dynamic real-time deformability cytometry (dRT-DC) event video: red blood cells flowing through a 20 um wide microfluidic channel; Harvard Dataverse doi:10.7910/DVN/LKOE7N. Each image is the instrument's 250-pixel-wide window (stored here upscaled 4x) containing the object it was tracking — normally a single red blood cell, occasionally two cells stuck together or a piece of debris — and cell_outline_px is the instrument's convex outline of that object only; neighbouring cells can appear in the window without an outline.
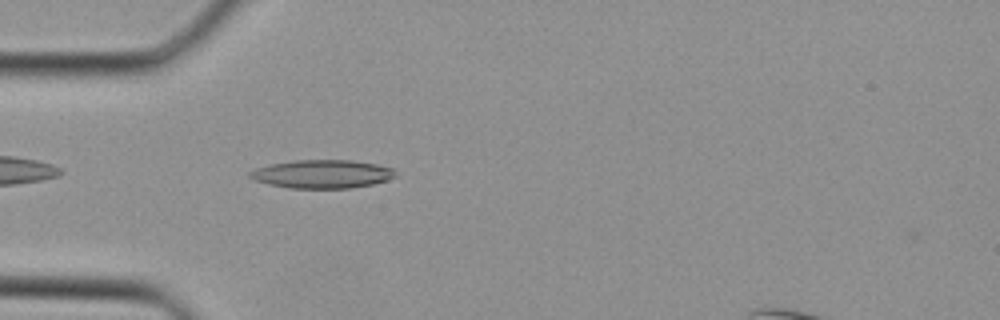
{"species": "Egyptian fruit bat (a non-hibernating species)", "species_latin": "Rousettus aegyptiacus", "temperature_condition": "cold", "stored_images_in_passage": 2, "camera_frame_rate_fps": 3000, "um_per_image_px": 0.085, "animal": {"sex": "female"}, "frame": {"image": 1, "passage_image": 1, "time_ms": 0.0, "image_size_px": [1000, 320], "cell_outline_px": [[396, 176], [388, 180], [372, 184], [352, 188], [288, 188], [268, 184], [256, 180], [248, 176], [248, 172], [256, 168], [268, 164], [292, 160], [352, 160], [376, 164], [392, 168], [396, 172]], "centroid_in_image_um": [27.37, 14.79], "position_along_channel_um": 57.6, "area_um2": 24.22}}